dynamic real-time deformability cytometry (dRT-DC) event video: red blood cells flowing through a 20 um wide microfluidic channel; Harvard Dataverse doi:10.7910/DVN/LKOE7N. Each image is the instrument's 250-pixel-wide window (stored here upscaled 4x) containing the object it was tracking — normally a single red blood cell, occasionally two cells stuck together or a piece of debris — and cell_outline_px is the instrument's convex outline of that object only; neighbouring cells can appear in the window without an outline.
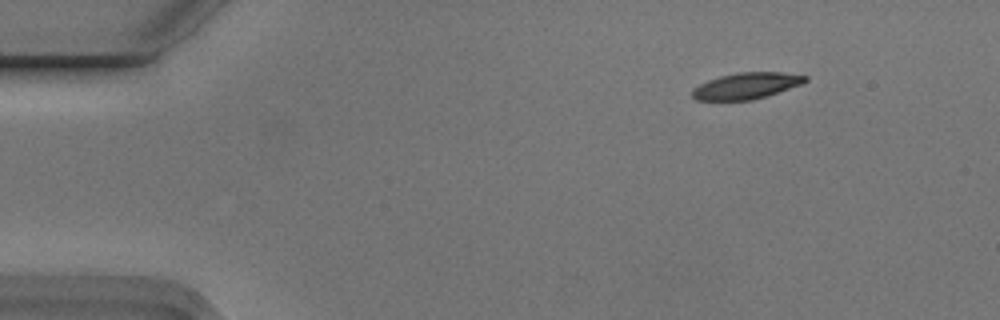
{"species": "Egyptian fruit bat (a non-hibernating species)", "species_latin": "Rousettus aegyptiacus", "temperature_condition": "cold", "stored_images_in_passage": 4, "camera_frame_rate_fps": 3000, "um_per_image_px": 0.085, "animal": {"sex": "male"}, "frame": {"image": 1, "passage_image": 1, "time_ms": 0.0, "image_size_px": [1000, 320], "cell_outline_px": [[808, 80], [804, 84], [752, 100], [696, 100], [692, 96], [692, 88], [708, 80], [720, 76], [740, 72], [780, 72], [808, 76]], "centroid_in_image_um": [63.46, 7.29], "position_along_channel_um": 21.5, "area_um2": 17.28}}